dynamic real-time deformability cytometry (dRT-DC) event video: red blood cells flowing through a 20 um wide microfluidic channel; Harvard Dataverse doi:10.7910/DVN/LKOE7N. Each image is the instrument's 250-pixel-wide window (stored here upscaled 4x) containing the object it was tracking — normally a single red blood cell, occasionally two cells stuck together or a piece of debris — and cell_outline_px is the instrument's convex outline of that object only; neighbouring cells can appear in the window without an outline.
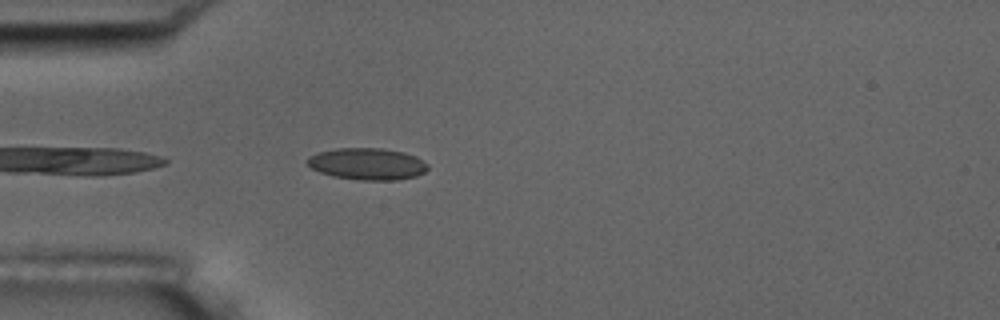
{"species": "common noctule bat (a hibernating species)", "species_latin": "Nyctalus noctula", "temperature_condition": "room temperature", "stored_images_in_passage": 5, "camera_frame_rate_fps": 3000, "um_per_image_px": 0.085, "animal": {"sex": "male", "body_mass_g": 17.5, "forearm_length_mm": 52.3}, "frame": {"image": 1, "passage_image": 5, "time_ms": 1.333, "image_size_px": [1000, 320], "cell_outline_px": [[428, 168], [424, 172], [416, 176], [396, 180], [360, 180], [332, 176], [320, 172], [312, 168], [304, 160], [308, 156], [316, 152], [336, 148], [380, 148], [404, 152], [416, 156], [428, 164]], "centroid_in_image_um": [31.19, 13.92], "position_along_channel_um": 53.8, "area_um2": 22.48}}